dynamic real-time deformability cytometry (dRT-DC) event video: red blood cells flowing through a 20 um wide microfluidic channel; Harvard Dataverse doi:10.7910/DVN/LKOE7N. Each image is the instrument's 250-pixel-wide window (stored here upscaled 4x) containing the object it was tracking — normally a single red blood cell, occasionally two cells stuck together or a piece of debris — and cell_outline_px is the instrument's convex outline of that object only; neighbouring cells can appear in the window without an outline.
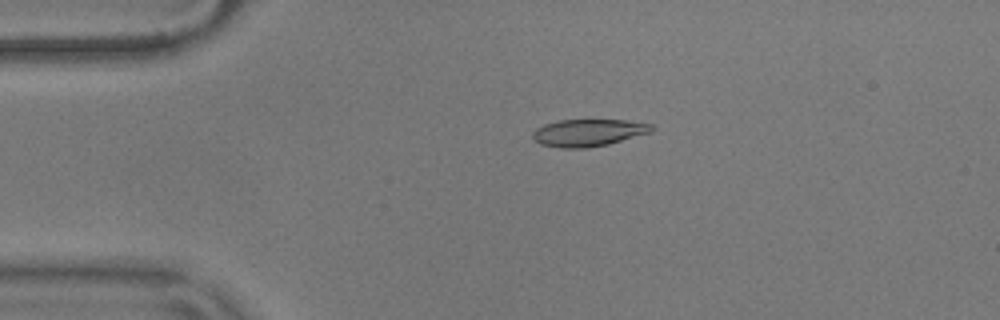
{"species": "common noctule bat (a hibernating species)", "species_latin": "Nyctalus noctula", "temperature_condition": "warm", "stored_images_in_passage": 48, "camera_frame_rate_fps": 3000, "um_per_image_px": 0.085, "animal": {"sex": "male", "body_mass_g": 17.9}, "frame": {"image": 1, "passage_image": 5, "time_ms": 1.333, "image_size_px": [1000, 320], "cell_outline_px": [[656, 128], [652, 132], [608, 144], [584, 148], [560, 148], [540, 144], [532, 136], [532, 132], [536, 128], [544, 124], [556, 120], [624, 120], [652, 124]], "centroid_in_image_um": [50.01, 11.27], "position_along_channel_um": 35.0, "area_um2": 18.9}}
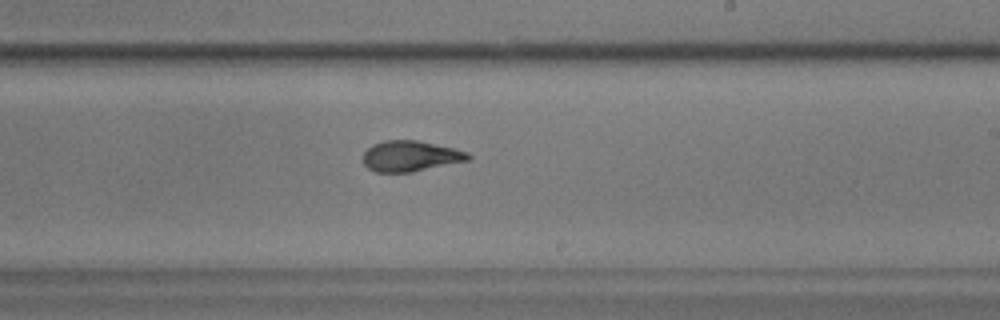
{"frame": {"image": 2, "passage_image": 26, "time_ms": 8.333, "image_size_px": [1000, 320], "cell_outline_px": [[472, 156], [468, 160], [412, 172], [376, 172], [368, 168], [364, 164], [364, 152], [372, 144], [384, 140], [416, 140], [456, 148], [468, 152]], "centroid_in_image_um": [34.9, 13.26], "position_along_channel_um": 254.1, "area_um2": 18.79}}
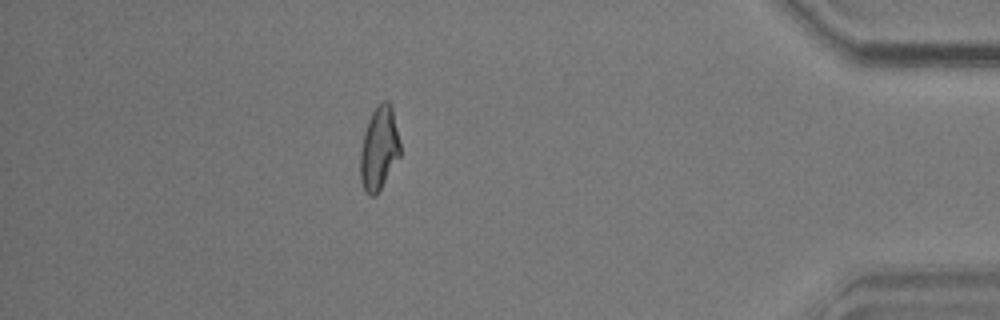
{"frame": {"image": 3, "passage_image": 42, "time_ms": 13.667, "image_size_px": [1000, 320], "cell_outline_px": [[400, 156], [376, 196], [368, 196], [364, 192], [360, 180], [360, 152], [364, 132], [368, 120], [376, 104], [384, 100], [388, 100], [392, 108], [400, 140]], "centroid_in_image_um": [32.21, 12.62], "position_along_channel_um": 403.0, "area_um2": 19.65}, "authors_computed_cell_mechanics": {"area_um2": 19.2185, "velocity_mm_per_s": 3.6346, "shape_relaxation_time_tau1_ms": null, "shape_relaxation_time_tau2_ms": 1.4411, "deformation_change_tau1": null, "deformation_change_tau2": 0.076}}